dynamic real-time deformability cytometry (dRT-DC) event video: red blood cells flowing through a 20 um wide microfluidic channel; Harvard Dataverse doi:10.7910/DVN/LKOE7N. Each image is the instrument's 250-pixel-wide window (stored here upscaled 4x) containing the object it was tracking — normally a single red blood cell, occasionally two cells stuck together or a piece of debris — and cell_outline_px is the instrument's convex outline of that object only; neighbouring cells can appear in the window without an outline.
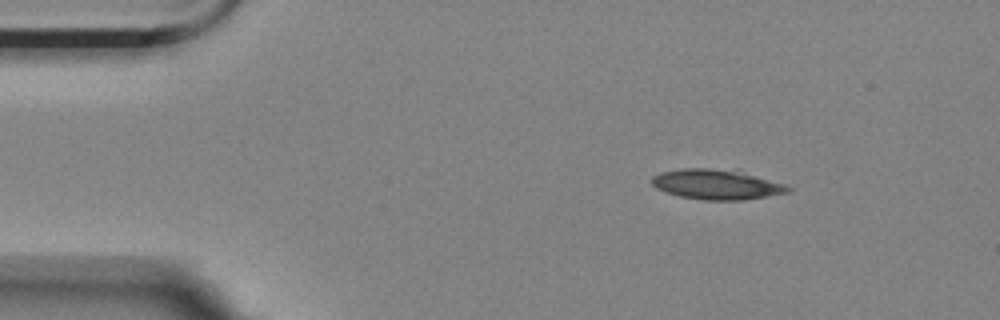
{"species": "Egyptian fruit bat (a non-hibernating species)", "species_latin": "Rousettus aegyptiacus", "temperature_condition": "room temperature", "stored_images_in_passage": 49, "camera_frame_rate_fps": 3000, "um_per_image_px": 0.085, "animal": {"sex": "female"}, "frame": {"image": 1, "passage_image": 1, "time_ms": 0.0, "image_size_px": [1000, 320], "cell_outline_px": [[792, 188], [788, 192], [744, 200], [704, 200], [680, 196], [656, 188], [652, 184], [652, 176], [660, 172], [684, 168], [740, 168], [784, 184]], "centroid_in_image_um": [60.97, 15.64], "position_along_channel_um": 24.0, "area_um2": 24.39}}
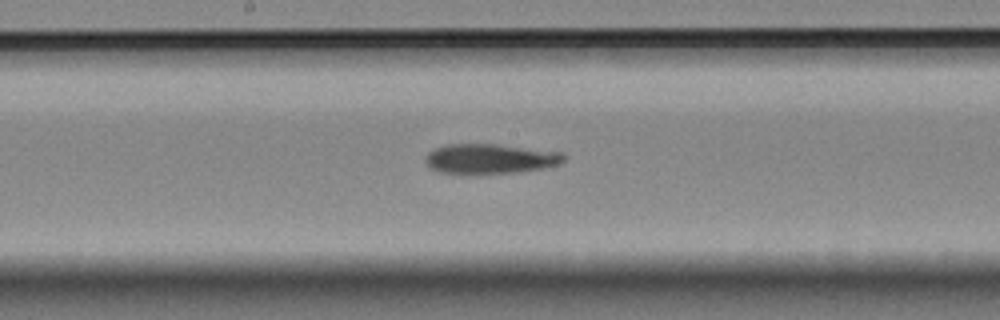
{"frame": {"image": 2, "passage_image": 22, "time_ms": 7.0, "image_size_px": [1000, 320], "cell_outline_px": [[564, 160], [560, 164], [540, 168], [512, 172], [476, 176], [440, 172], [428, 168], [424, 160], [428, 152], [436, 148], [448, 144], [496, 144], [560, 152], [564, 156]], "centroid_in_image_um": [41.56, 13.52], "position_along_channel_um": 206.6, "area_um2": 24.39}}
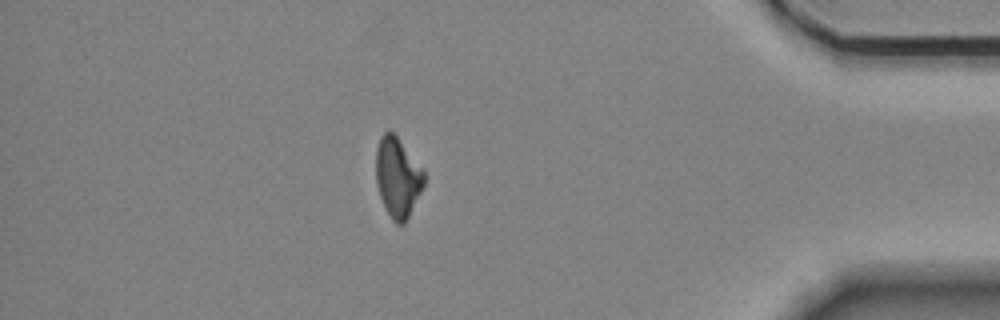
{"frame": {"image": 3, "passage_image": 42, "time_ms": 13.667, "image_size_px": [1000, 320], "cell_outline_px": [[424, 184], [404, 224], [396, 224], [392, 220], [380, 196], [376, 184], [376, 148], [380, 136], [384, 132], [392, 132], [396, 136], [424, 172]], "centroid_in_image_um": [33.76, 15.07], "position_along_channel_um": 401.4, "area_um2": 21.73}}